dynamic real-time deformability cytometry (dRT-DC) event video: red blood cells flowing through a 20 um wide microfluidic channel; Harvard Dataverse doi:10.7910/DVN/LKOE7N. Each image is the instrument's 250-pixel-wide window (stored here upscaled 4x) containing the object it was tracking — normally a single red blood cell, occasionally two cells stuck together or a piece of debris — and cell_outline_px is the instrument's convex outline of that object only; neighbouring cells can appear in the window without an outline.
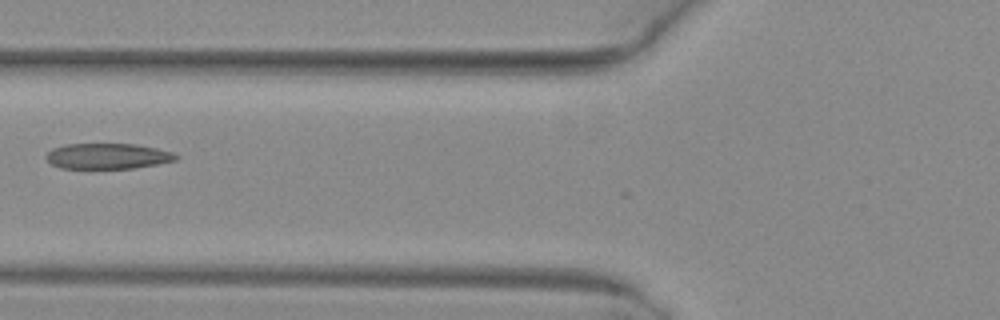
{"species": "common noctule bat (a hibernating species)", "species_latin": "Nyctalus noctula", "temperature_condition": "warm", "stored_images_in_passage": 3, "camera_frame_rate_fps": 3000, "um_per_image_px": 0.085, "animal": {"sex": "female", "body_mass_g": 29.2, "forearm_length_mm": 56.3}, "frame": {"image": 1, "passage_image": 3, "time_ms": 0.667, "image_size_px": [1000, 320], "cell_outline_px": [[180, 156], [176, 160], [156, 164], [132, 168], [60, 168], [52, 164], [44, 156], [52, 148], [64, 144], [136, 144], [156, 148], [172, 152]], "centroid_in_image_um": [9.13, 13.26], "position_along_channel_um": 116.7, "area_um2": 19.31}}